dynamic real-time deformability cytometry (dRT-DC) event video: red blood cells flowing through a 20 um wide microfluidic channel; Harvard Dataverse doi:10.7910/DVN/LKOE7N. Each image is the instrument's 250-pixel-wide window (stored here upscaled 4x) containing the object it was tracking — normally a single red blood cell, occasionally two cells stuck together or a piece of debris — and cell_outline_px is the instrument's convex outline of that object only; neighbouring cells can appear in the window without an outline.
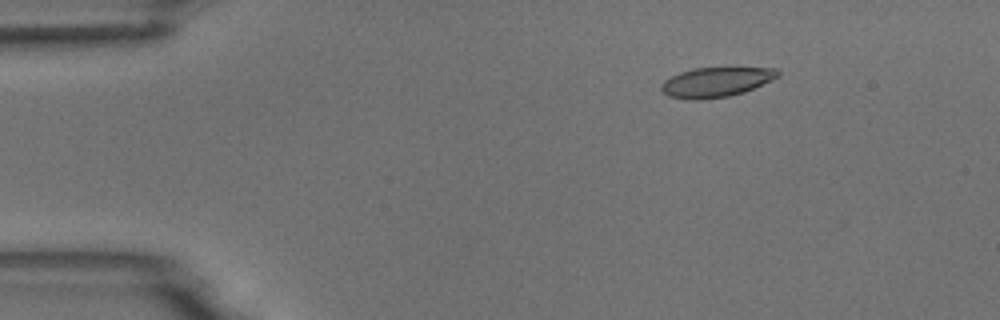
{"species": "common noctule bat (a hibernating species)", "species_latin": "Nyctalus noctula", "temperature_condition": "room temperature", "stored_images_in_passage": 5, "camera_frame_rate_fps": 3000, "um_per_image_px": 0.085, "animal": {"sex": "male", "body_mass_g": 18.8}, "frame": {"image": 1, "passage_image": 3, "time_ms": 2.333, "image_size_px": [1000, 320], "cell_outline_px": [[780, 76], [772, 80], [744, 92], [728, 96], [696, 100], [692, 100], [668, 96], [660, 92], [660, 84], [664, 80], [680, 72], [692, 68], [776, 68], [780, 72]], "centroid_in_image_um": [60.83, 6.98], "position_along_channel_um": 24.2, "area_um2": 20.23}}